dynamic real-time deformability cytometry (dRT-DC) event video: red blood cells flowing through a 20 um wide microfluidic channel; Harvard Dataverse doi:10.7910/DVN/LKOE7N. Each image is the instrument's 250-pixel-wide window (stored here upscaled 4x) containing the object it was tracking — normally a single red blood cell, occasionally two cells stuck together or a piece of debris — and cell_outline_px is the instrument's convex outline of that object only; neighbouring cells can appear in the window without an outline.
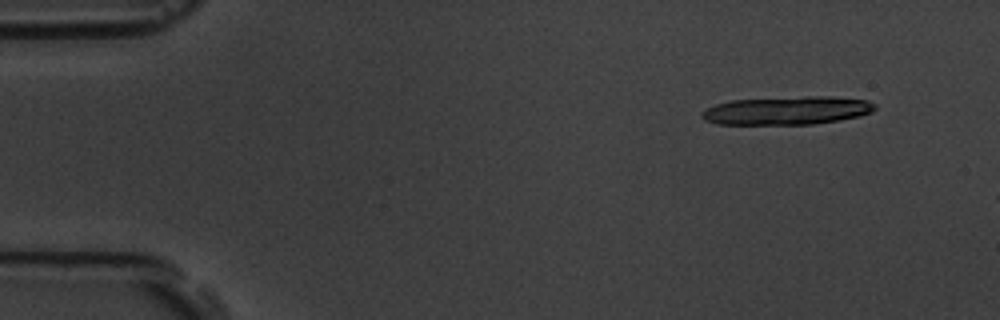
{"species": "common noctule bat (a hibernating species)", "species_latin": "Nyctalus noctula", "temperature_condition": "room temperature", "stored_images_in_passage": 3, "camera_frame_rate_fps": 3000, "um_per_image_px": 0.085, "animal": {"sex": "male", "body_mass_g": 19.5, "forearm_length_mm": 54.6}, "frame": {"image": 1, "passage_image": 1, "time_ms": 0.0, "image_size_px": [1000, 320], "cell_outline_px": [[876, 108], [872, 112], [860, 116], [840, 120], [812, 124], [716, 124], [704, 120], [700, 116], [708, 108], [716, 104], [732, 100], [804, 96], [832, 96], [868, 100], [876, 104]], "centroid_in_image_um": [66.95, 9.39], "position_along_channel_um": 18.1, "area_um2": 28.61}}